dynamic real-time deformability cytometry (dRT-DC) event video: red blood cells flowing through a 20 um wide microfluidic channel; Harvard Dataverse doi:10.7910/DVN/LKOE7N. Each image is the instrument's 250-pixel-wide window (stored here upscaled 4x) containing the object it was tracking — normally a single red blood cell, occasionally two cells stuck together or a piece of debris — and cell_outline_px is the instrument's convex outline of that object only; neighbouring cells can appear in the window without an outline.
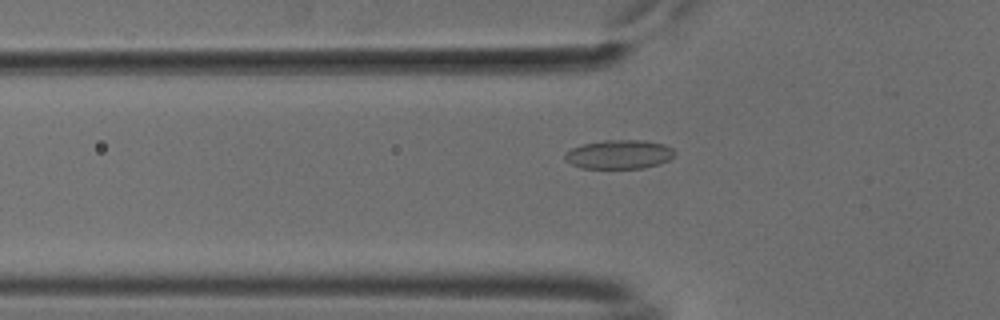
{"species": "common noctule bat (a hibernating species)", "species_latin": "Nyctalus noctula", "temperature_condition": "cold", "stored_images_in_passage": 45, "camera_frame_rate_fps": 3000, "um_per_image_px": 0.085, "animal": {"sex": "male", "body_mass_g": 18.8}, "frame": {"image": 1, "passage_image": 10, "time_ms": 3.0, "image_size_px": [1000, 320], "cell_outline_px": [[676, 156], [660, 164], [644, 168], [580, 168], [564, 160], [564, 152], [572, 148], [584, 144], [604, 140], [644, 140], [664, 144], [672, 148], [676, 152]], "centroid_in_image_um": [52.64, 13.12], "position_along_channel_um": 73.2, "area_um2": 18.73}}
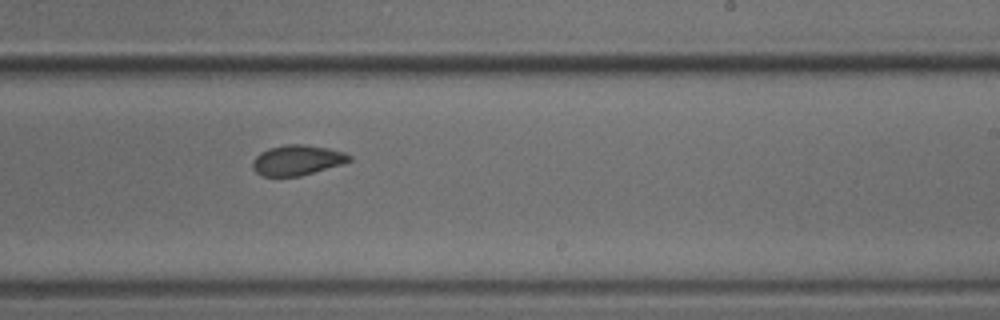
{"frame": {"image": 2, "passage_image": 25, "time_ms": 8.0, "image_size_px": [1000, 320], "cell_outline_px": [[352, 160], [344, 164], [300, 176], [260, 176], [252, 168], [252, 160], [260, 152], [268, 148], [288, 144], [304, 144], [328, 148], [344, 152], [352, 156]], "centroid_in_image_um": [25.26, 13.61], "position_along_channel_um": 263.7, "area_um2": 17.22}}
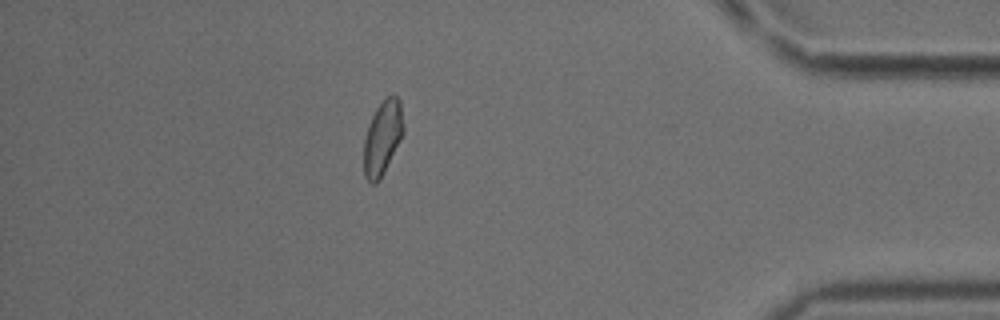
{"frame": {"image": 3, "passage_image": 39, "time_ms": 12.667, "image_size_px": [1000, 320], "cell_outline_px": [[404, 132], [380, 180], [376, 184], [372, 184], [364, 176], [364, 140], [368, 124], [376, 108], [392, 92], [400, 100], [404, 124]], "centroid_in_image_um": [32.52, 11.69], "position_along_channel_um": 402.7, "area_um2": 17.17}, "authors_computed_cell_mechanics": {"area_um2": 17.5134, "velocity_mm_per_s": 3.7913, "shape_relaxation_time_tau1_ms": 3.6085, "shape_relaxation_time_tau2_ms": 3.9737, "deformation_change_tau1": 0.0719, "deformation_change_tau2": 0.0587}}